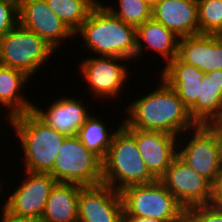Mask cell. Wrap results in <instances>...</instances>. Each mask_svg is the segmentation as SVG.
<instances>
[{
    "mask_svg": "<svg viewBox=\"0 0 222 222\" xmlns=\"http://www.w3.org/2000/svg\"><path fill=\"white\" fill-rule=\"evenodd\" d=\"M158 79L156 89L146 95L139 94L138 99L127 103L122 123L131 129L160 131L179 137L197 124L175 91L161 77Z\"/></svg>",
    "mask_w": 222,
    "mask_h": 222,
    "instance_id": "1",
    "label": "cell"
},
{
    "mask_svg": "<svg viewBox=\"0 0 222 222\" xmlns=\"http://www.w3.org/2000/svg\"><path fill=\"white\" fill-rule=\"evenodd\" d=\"M95 56L122 57L137 64L136 27L114 16L101 2L90 12L75 37ZM80 36V37H79ZM90 51V52H89ZM93 52V53H92Z\"/></svg>",
    "mask_w": 222,
    "mask_h": 222,
    "instance_id": "2",
    "label": "cell"
},
{
    "mask_svg": "<svg viewBox=\"0 0 222 222\" xmlns=\"http://www.w3.org/2000/svg\"><path fill=\"white\" fill-rule=\"evenodd\" d=\"M10 126L23 152L22 169L32 173H49L68 137L46 125L32 111L12 117Z\"/></svg>",
    "mask_w": 222,
    "mask_h": 222,
    "instance_id": "3",
    "label": "cell"
},
{
    "mask_svg": "<svg viewBox=\"0 0 222 222\" xmlns=\"http://www.w3.org/2000/svg\"><path fill=\"white\" fill-rule=\"evenodd\" d=\"M156 179L149 173L140 155L135 129L122 124L115 132L102 161V184L116 191L131 185L149 184Z\"/></svg>",
    "mask_w": 222,
    "mask_h": 222,
    "instance_id": "4",
    "label": "cell"
},
{
    "mask_svg": "<svg viewBox=\"0 0 222 222\" xmlns=\"http://www.w3.org/2000/svg\"><path fill=\"white\" fill-rule=\"evenodd\" d=\"M120 193L124 217L154 218L162 222H185V209L160 180L149 184L131 185Z\"/></svg>",
    "mask_w": 222,
    "mask_h": 222,
    "instance_id": "5",
    "label": "cell"
},
{
    "mask_svg": "<svg viewBox=\"0 0 222 222\" xmlns=\"http://www.w3.org/2000/svg\"><path fill=\"white\" fill-rule=\"evenodd\" d=\"M56 51L35 32L19 23L0 38V64L35 78Z\"/></svg>",
    "mask_w": 222,
    "mask_h": 222,
    "instance_id": "6",
    "label": "cell"
},
{
    "mask_svg": "<svg viewBox=\"0 0 222 222\" xmlns=\"http://www.w3.org/2000/svg\"><path fill=\"white\" fill-rule=\"evenodd\" d=\"M128 61L131 62V60L122 57H95V55H88V57L81 60V63L78 64L80 65L78 66L80 69L79 75L81 74L80 79L87 83V90H90V94L93 95H91V98H97L102 102L103 100L109 102L110 99L112 101L121 98V94L125 92L123 89L126 88V83L130 80L129 75L133 72H130L129 66L127 67V65H130V67L133 65L128 64Z\"/></svg>",
    "mask_w": 222,
    "mask_h": 222,
    "instance_id": "7",
    "label": "cell"
},
{
    "mask_svg": "<svg viewBox=\"0 0 222 222\" xmlns=\"http://www.w3.org/2000/svg\"><path fill=\"white\" fill-rule=\"evenodd\" d=\"M49 174L57 183L96 186L102 184V161L77 136H68Z\"/></svg>",
    "mask_w": 222,
    "mask_h": 222,
    "instance_id": "8",
    "label": "cell"
},
{
    "mask_svg": "<svg viewBox=\"0 0 222 222\" xmlns=\"http://www.w3.org/2000/svg\"><path fill=\"white\" fill-rule=\"evenodd\" d=\"M177 156L212 184L221 174L222 164L216 142L203 125H197L178 137Z\"/></svg>",
    "mask_w": 222,
    "mask_h": 222,
    "instance_id": "9",
    "label": "cell"
},
{
    "mask_svg": "<svg viewBox=\"0 0 222 222\" xmlns=\"http://www.w3.org/2000/svg\"><path fill=\"white\" fill-rule=\"evenodd\" d=\"M20 184L3 195V206L12 214L30 217L40 222L52 188L57 181L49 173H32L24 170ZM8 196V197H6ZM5 199V200H4Z\"/></svg>",
    "mask_w": 222,
    "mask_h": 222,
    "instance_id": "10",
    "label": "cell"
},
{
    "mask_svg": "<svg viewBox=\"0 0 222 222\" xmlns=\"http://www.w3.org/2000/svg\"><path fill=\"white\" fill-rule=\"evenodd\" d=\"M19 24L35 32L56 52L75 34L51 10L46 0H18ZM62 45V46H61Z\"/></svg>",
    "mask_w": 222,
    "mask_h": 222,
    "instance_id": "11",
    "label": "cell"
},
{
    "mask_svg": "<svg viewBox=\"0 0 222 222\" xmlns=\"http://www.w3.org/2000/svg\"><path fill=\"white\" fill-rule=\"evenodd\" d=\"M160 181L185 210L209 204L212 199L213 184L198 175L178 156L174 158Z\"/></svg>",
    "mask_w": 222,
    "mask_h": 222,
    "instance_id": "12",
    "label": "cell"
},
{
    "mask_svg": "<svg viewBox=\"0 0 222 222\" xmlns=\"http://www.w3.org/2000/svg\"><path fill=\"white\" fill-rule=\"evenodd\" d=\"M121 193L105 184L84 186L78 196L77 222H123Z\"/></svg>",
    "mask_w": 222,
    "mask_h": 222,
    "instance_id": "13",
    "label": "cell"
},
{
    "mask_svg": "<svg viewBox=\"0 0 222 222\" xmlns=\"http://www.w3.org/2000/svg\"><path fill=\"white\" fill-rule=\"evenodd\" d=\"M60 97L59 99L56 97L57 100L54 99L51 104L48 103V107L46 105L44 108H39L36 103H33L32 112L46 125L60 133L66 136H77L79 129L91 115L92 105L90 107L89 102L82 103L85 101L83 97L82 99L65 95Z\"/></svg>",
    "mask_w": 222,
    "mask_h": 222,
    "instance_id": "14",
    "label": "cell"
},
{
    "mask_svg": "<svg viewBox=\"0 0 222 222\" xmlns=\"http://www.w3.org/2000/svg\"><path fill=\"white\" fill-rule=\"evenodd\" d=\"M135 141L149 173L160 180L177 156L178 137L135 129Z\"/></svg>",
    "mask_w": 222,
    "mask_h": 222,
    "instance_id": "15",
    "label": "cell"
},
{
    "mask_svg": "<svg viewBox=\"0 0 222 222\" xmlns=\"http://www.w3.org/2000/svg\"><path fill=\"white\" fill-rule=\"evenodd\" d=\"M152 18L179 38L199 34L197 0H158Z\"/></svg>",
    "mask_w": 222,
    "mask_h": 222,
    "instance_id": "16",
    "label": "cell"
},
{
    "mask_svg": "<svg viewBox=\"0 0 222 222\" xmlns=\"http://www.w3.org/2000/svg\"><path fill=\"white\" fill-rule=\"evenodd\" d=\"M177 57L205 74L222 70V41L217 35L198 34L179 39Z\"/></svg>",
    "mask_w": 222,
    "mask_h": 222,
    "instance_id": "17",
    "label": "cell"
},
{
    "mask_svg": "<svg viewBox=\"0 0 222 222\" xmlns=\"http://www.w3.org/2000/svg\"><path fill=\"white\" fill-rule=\"evenodd\" d=\"M30 79L23 71L0 64V108H5V122L11 124L12 117L32 111L34 102L23 95Z\"/></svg>",
    "mask_w": 222,
    "mask_h": 222,
    "instance_id": "18",
    "label": "cell"
},
{
    "mask_svg": "<svg viewBox=\"0 0 222 222\" xmlns=\"http://www.w3.org/2000/svg\"><path fill=\"white\" fill-rule=\"evenodd\" d=\"M179 37L153 18L136 28V59L139 60L147 50H153L164 60L166 66L177 57ZM146 47V48H145Z\"/></svg>",
    "mask_w": 222,
    "mask_h": 222,
    "instance_id": "19",
    "label": "cell"
},
{
    "mask_svg": "<svg viewBox=\"0 0 222 222\" xmlns=\"http://www.w3.org/2000/svg\"><path fill=\"white\" fill-rule=\"evenodd\" d=\"M158 73L178 95L183 104L190 109L198 100L203 71L182 62L178 57L171 60Z\"/></svg>",
    "mask_w": 222,
    "mask_h": 222,
    "instance_id": "20",
    "label": "cell"
},
{
    "mask_svg": "<svg viewBox=\"0 0 222 222\" xmlns=\"http://www.w3.org/2000/svg\"><path fill=\"white\" fill-rule=\"evenodd\" d=\"M189 113L197 125L222 119V70H213L201 78L198 100Z\"/></svg>",
    "mask_w": 222,
    "mask_h": 222,
    "instance_id": "21",
    "label": "cell"
},
{
    "mask_svg": "<svg viewBox=\"0 0 222 222\" xmlns=\"http://www.w3.org/2000/svg\"><path fill=\"white\" fill-rule=\"evenodd\" d=\"M83 187L74 183H56L40 222H77L78 196Z\"/></svg>",
    "mask_w": 222,
    "mask_h": 222,
    "instance_id": "22",
    "label": "cell"
},
{
    "mask_svg": "<svg viewBox=\"0 0 222 222\" xmlns=\"http://www.w3.org/2000/svg\"><path fill=\"white\" fill-rule=\"evenodd\" d=\"M101 118L98 115L96 116V114L94 115V113L93 115L91 114L86 119L85 124L79 129L77 137L86 149L103 161L111 145L112 138L116 130L123 124V120L118 125L116 124V128L113 129L112 126L111 128L110 126L107 127L105 119Z\"/></svg>",
    "mask_w": 222,
    "mask_h": 222,
    "instance_id": "23",
    "label": "cell"
},
{
    "mask_svg": "<svg viewBox=\"0 0 222 222\" xmlns=\"http://www.w3.org/2000/svg\"><path fill=\"white\" fill-rule=\"evenodd\" d=\"M46 2L75 34L100 0H46Z\"/></svg>",
    "mask_w": 222,
    "mask_h": 222,
    "instance_id": "24",
    "label": "cell"
},
{
    "mask_svg": "<svg viewBox=\"0 0 222 222\" xmlns=\"http://www.w3.org/2000/svg\"><path fill=\"white\" fill-rule=\"evenodd\" d=\"M116 6L100 2L117 18L121 19L126 24L138 27L145 21L152 18V6L145 0H116ZM105 3V4H104ZM107 4V5H106ZM119 5V6H118ZM115 8V9H114Z\"/></svg>",
    "mask_w": 222,
    "mask_h": 222,
    "instance_id": "25",
    "label": "cell"
},
{
    "mask_svg": "<svg viewBox=\"0 0 222 222\" xmlns=\"http://www.w3.org/2000/svg\"><path fill=\"white\" fill-rule=\"evenodd\" d=\"M199 34L216 35L222 29V0H197Z\"/></svg>",
    "mask_w": 222,
    "mask_h": 222,
    "instance_id": "26",
    "label": "cell"
},
{
    "mask_svg": "<svg viewBox=\"0 0 222 222\" xmlns=\"http://www.w3.org/2000/svg\"><path fill=\"white\" fill-rule=\"evenodd\" d=\"M18 23V0H0V38Z\"/></svg>",
    "mask_w": 222,
    "mask_h": 222,
    "instance_id": "27",
    "label": "cell"
},
{
    "mask_svg": "<svg viewBox=\"0 0 222 222\" xmlns=\"http://www.w3.org/2000/svg\"><path fill=\"white\" fill-rule=\"evenodd\" d=\"M185 222H222V211L210 204L193 206L185 210Z\"/></svg>",
    "mask_w": 222,
    "mask_h": 222,
    "instance_id": "28",
    "label": "cell"
},
{
    "mask_svg": "<svg viewBox=\"0 0 222 222\" xmlns=\"http://www.w3.org/2000/svg\"><path fill=\"white\" fill-rule=\"evenodd\" d=\"M203 126L213 135L222 164V119L210 121Z\"/></svg>",
    "mask_w": 222,
    "mask_h": 222,
    "instance_id": "29",
    "label": "cell"
},
{
    "mask_svg": "<svg viewBox=\"0 0 222 222\" xmlns=\"http://www.w3.org/2000/svg\"><path fill=\"white\" fill-rule=\"evenodd\" d=\"M213 208L222 211V171L212 187V199L209 203Z\"/></svg>",
    "mask_w": 222,
    "mask_h": 222,
    "instance_id": "30",
    "label": "cell"
},
{
    "mask_svg": "<svg viewBox=\"0 0 222 222\" xmlns=\"http://www.w3.org/2000/svg\"><path fill=\"white\" fill-rule=\"evenodd\" d=\"M0 222H39L36 219L12 214L3 205L0 206Z\"/></svg>",
    "mask_w": 222,
    "mask_h": 222,
    "instance_id": "31",
    "label": "cell"
},
{
    "mask_svg": "<svg viewBox=\"0 0 222 222\" xmlns=\"http://www.w3.org/2000/svg\"><path fill=\"white\" fill-rule=\"evenodd\" d=\"M123 222H162V221L146 217H124Z\"/></svg>",
    "mask_w": 222,
    "mask_h": 222,
    "instance_id": "32",
    "label": "cell"
},
{
    "mask_svg": "<svg viewBox=\"0 0 222 222\" xmlns=\"http://www.w3.org/2000/svg\"><path fill=\"white\" fill-rule=\"evenodd\" d=\"M149 5L153 6L158 0H145Z\"/></svg>",
    "mask_w": 222,
    "mask_h": 222,
    "instance_id": "33",
    "label": "cell"
},
{
    "mask_svg": "<svg viewBox=\"0 0 222 222\" xmlns=\"http://www.w3.org/2000/svg\"><path fill=\"white\" fill-rule=\"evenodd\" d=\"M3 180H1L0 179V193H2V192H6V191H4V188H3V186H2V183H4V182H2ZM2 188H3V191H2ZM1 195V194H0Z\"/></svg>",
    "mask_w": 222,
    "mask_h": 222,
    "instance_id": "34",
    "label": "cell"
},
{
    "mask_svg": "<svg viewBox=\"0 0 222 222\" xmlns=\"http://www.w3.org/2000/svg\"><path fill=\"white\" fill-rule=\"evenodd\" d=\"M216 35L222 41V29Z\"/></svg>",
    "mask_w": 222,
    "mask_h": 222,
    "instance_id": "35",
    "label": "cell"
},
{
    "mask_svg": "<svg viewBox=\"0 0 222 222\" xmlns=\"http://www.w3.org/2000/svg\"><path fill=\"white\" fill-rule=\"evenodd\" d=\"M0 120H1V119H0ZM0 122H1V121H0ZM0 126H2V124H1V123H0ZM1 129H2V128L0 127V134H1V133L3 134V132L1 131Z\"/></svg>",
    "mask_w": 222,
    "mask_h": 222,
    "instance_id": "36",
    "label": "cell"
}]
</instances>
